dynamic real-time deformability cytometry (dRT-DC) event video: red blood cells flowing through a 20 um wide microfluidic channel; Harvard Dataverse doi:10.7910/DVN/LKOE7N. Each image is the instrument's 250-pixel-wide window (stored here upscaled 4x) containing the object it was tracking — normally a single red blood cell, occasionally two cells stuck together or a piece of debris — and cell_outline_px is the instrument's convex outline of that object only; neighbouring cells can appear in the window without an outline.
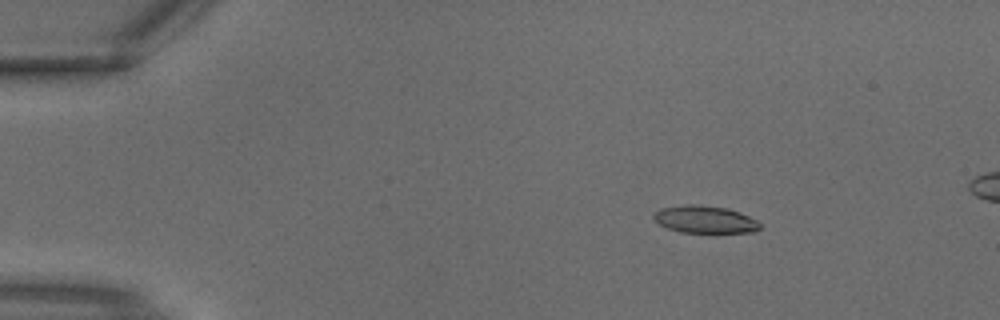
{"species": "common noctule bat (a hibernating species)", "species_latin": "Nyctalus noctula", "temperature_condition": "warm", "stored_images_in_passage": 3, "camera_frame_rate_fps": 3000, "um_per_image_px": 0.085, "animal": {"sex": "male", "body_mass_g": 18.8}, "frame": {"image": 1, "passage_image": 1, "time_ms": 0.0, "image_size_px": [1000, 320], "cell_outline_px": [[764, 224], [760, 228], [752, 232], [680, 232], [668, 228], [660, 224], [652, 216], [660, 208], [688, 204], [696, 204], [728, 208], [740, 212]], "centroid_in_image_um": [59.95, 18.64], "position_along_channel_um": 25.1, "area_um2": 16.88}}